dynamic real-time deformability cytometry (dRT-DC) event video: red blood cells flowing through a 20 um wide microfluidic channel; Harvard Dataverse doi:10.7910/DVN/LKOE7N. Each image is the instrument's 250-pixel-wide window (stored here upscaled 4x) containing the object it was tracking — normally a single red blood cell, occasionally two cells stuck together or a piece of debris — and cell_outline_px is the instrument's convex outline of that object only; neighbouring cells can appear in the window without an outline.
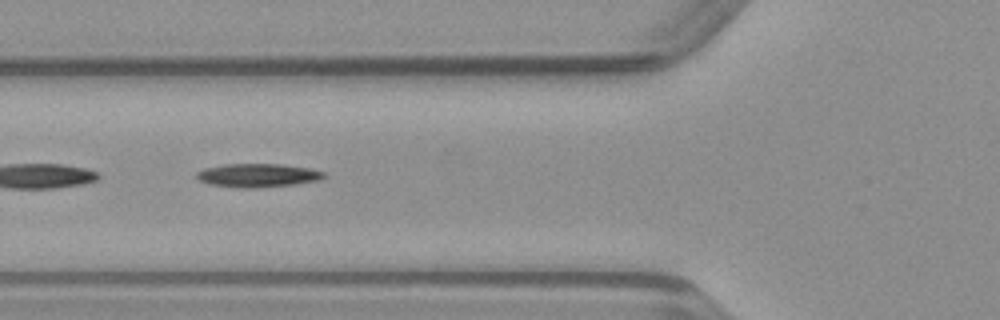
{"species": "common noctule bat (a hibernating species)", "species_latin": "Nyctalus noctula", "temperature_condition": "warm", "stored_images_in_passage": 13, "camera_frame_rate_fps": 3000, "um_per_image_px": 0.085, "animal": {"sex": "male", "body_mass_g": 23.1, "forearm_length_mm": 52.7}, "frame": {"image": 1, "passage_image": 4, "time_ms": 1.0, "image_size_px": [1000, 320], "cell_outline_px": [[328, 176], [320, 180], [292, 184], [256, 188], [236, 188], [212, 184], [200, 180], [196, 176], [196, 172], [204, 168], [224, 164], [280, 164], [308, 168], [324, 172]], "centroid_in_image_um": [21.91, 14.9], "position_along_channel_um": 103.9, "area_um2": 17.4}}
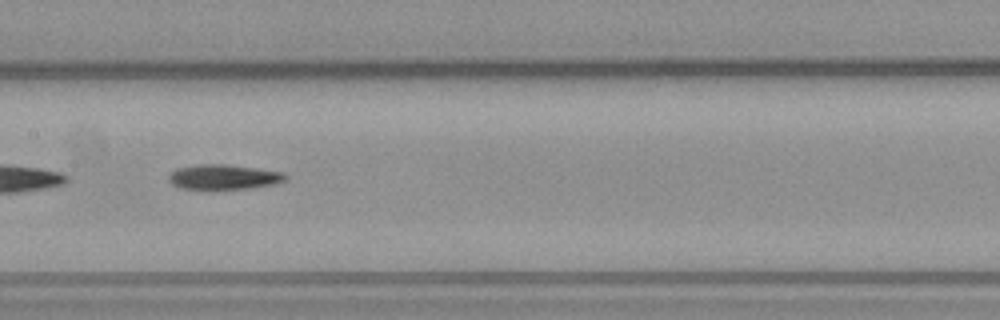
{"frame": {"image": 2, "passage_image": 10, "time_ms": 3.0, "image_size_px": [1000, 320], "cell_outline_px": [[288, 176], [284, 180], [276, 184], [248, 188], [180, 188], [172, 184], [168, 180], [168, 176], [176, 168], [200, 164], [224, 164], [256, 168], [284, 172]], "centroid_in_image_um": [19.02, 15.03], "position_along_channel_um": 188.4, "area_um2": 16.7}}